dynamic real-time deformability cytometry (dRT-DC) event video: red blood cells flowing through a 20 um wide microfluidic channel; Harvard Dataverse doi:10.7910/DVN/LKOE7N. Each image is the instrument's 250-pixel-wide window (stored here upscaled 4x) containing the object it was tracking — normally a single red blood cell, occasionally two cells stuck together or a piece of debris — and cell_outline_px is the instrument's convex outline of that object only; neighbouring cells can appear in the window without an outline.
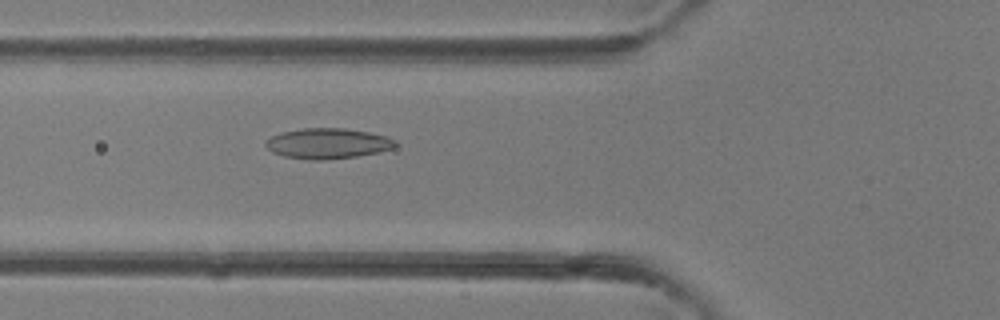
{"species": "common noctule bat (a hibernating species)", "species_latin": "Nyctalus noctula", "temperature_condition": "room temperature", "stored_images_in_passage": 38, "camera_frame_rate_fps": 3000, "um_per_image_px": 0.085, "animal": {"sex": "female"}, "frame": {"image": 1, "passage_image": 13, "time_ms": 4.0, "image_size_px": [1000, 320], "cell_outline_px": [[396, 144], [392, 148], [376, 152], [356, 156], [320, 160], [308, 160], [284, 156], [272, 152], [264, 144], [272, 136], [280, 132], [304, 128], [344, 128], [368, 132], [384, 136], [396, 140]], "centroid_in_image_um": [27.81, 12.19], "position_along_channel_um": 98.0, "area_um2": 22.72}}
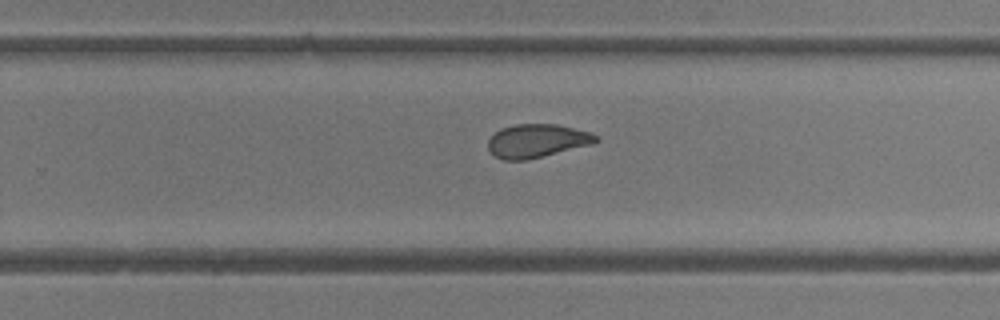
{"frame": {"image": 2, "passage_image": 24, "time_ms": 7.667, "image_size_px": [1000, 320], "cell_outline_px": [[600, 140], [592, 144], [524, 160], [504, 160], [496, 156], [488, 148], [488, 140], [500, 128], [516, 124], [556, 124], [588, 132], [600, 136]], "centroid_in_image_um": [45.64, 11.96], "position_along_channel_um": 284.2, "area_um2": 20.69}}
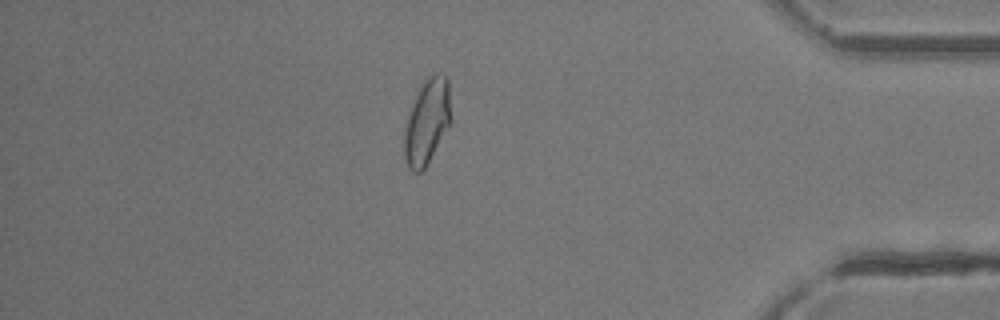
{"frame": {"image": 3, "passage_image": 33, "time_ms": 10.667, "image_size_px": [1000, 320], "cell_outline_px": [[452, 120], [424, 168], [420, 172], [412, 172], [408, 168], [404, 156], [404, 128], [416, 92], [424, 80], [428, 76], [436, 72], [444, 72], [448, 76], [452, 116]], "centroid_in_image_um": [36.31, 10.26], "position_along_channel_um": 398.9, "area_um2": 23.47}}